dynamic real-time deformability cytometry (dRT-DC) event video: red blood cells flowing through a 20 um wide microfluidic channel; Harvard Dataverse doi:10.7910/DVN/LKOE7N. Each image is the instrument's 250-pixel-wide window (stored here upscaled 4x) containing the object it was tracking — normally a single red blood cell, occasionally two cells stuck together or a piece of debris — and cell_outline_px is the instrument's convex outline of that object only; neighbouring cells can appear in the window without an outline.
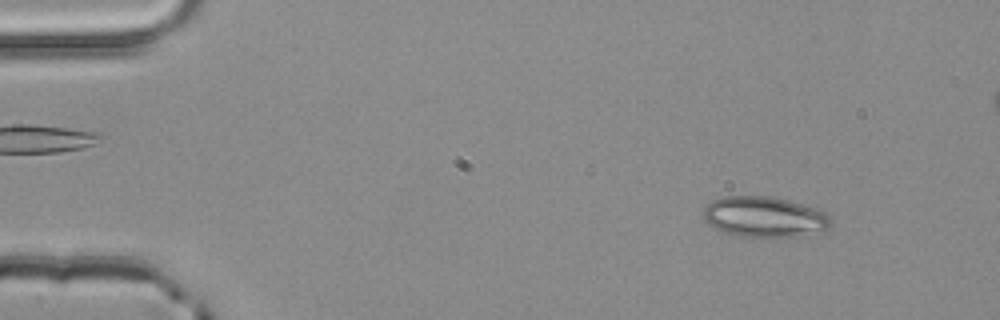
{"species": "common noctule bat (a hibernating species)", "species_latin": "Nyctalus noctula", "temperature_condition": "room temperature", "stored_images_in_passage": 4, "camera_frame_rate_fps": 3000, "um_per_image_px": 0.085, "animal": {"sex": "male", "body_mass_g": 20.4}, "frame": {"image": 1, "passage_image": 1, "time_ms": 0.0, "image_size_px": [1000, 320], "cell_outline_px": [[832, 224], [824, 232], [788, 236], [740, 236], [724, 232], [708, 224], [704, 220], [704, 208], [712, 200], [724, 196], [768, 196], [788, 200], [824, 212], [832, 220]], "centroid_in_image_um": [64.96, 18.43], "position_along_channel_um": 20.0, "area_um2": 29.77}}